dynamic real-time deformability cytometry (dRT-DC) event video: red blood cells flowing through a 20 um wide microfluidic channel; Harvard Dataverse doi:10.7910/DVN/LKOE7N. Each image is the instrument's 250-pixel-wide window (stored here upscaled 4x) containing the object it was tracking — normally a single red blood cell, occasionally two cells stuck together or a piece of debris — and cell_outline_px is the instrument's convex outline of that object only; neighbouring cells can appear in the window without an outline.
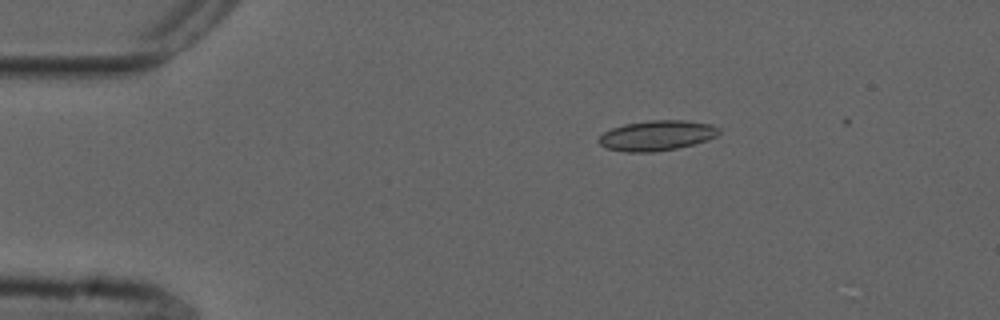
{"species": "common noctule bat (a hibernating species)", "species_latin": "Nyctalus noctula", "temperature_condition": "cold", "stored_images_in_passage": 14, "camera_frame_rate_fps": 3000, "um_per_image_px": 0.085, "animal": {"sex": "male", "forearm_length_mm": 52.5}, "frame": {"image": 1, "passage_image": 3, "time_ms": 0.667, "image_size_px": [1000, 320], "cell_outline_px": [[720, 132], [716, 136], [708, 140], [676, 148], [652, 152], [624, 152], [604, 148], [596, 140], [604, 132], [612, 128], [624, 124], [648, 120], [684, 120], [712, 124], [720, 128]], "centroid_in_image_um": [55.81, 11.51], "position_along_channel_um": 29.2, "area_um2": 21.27}}
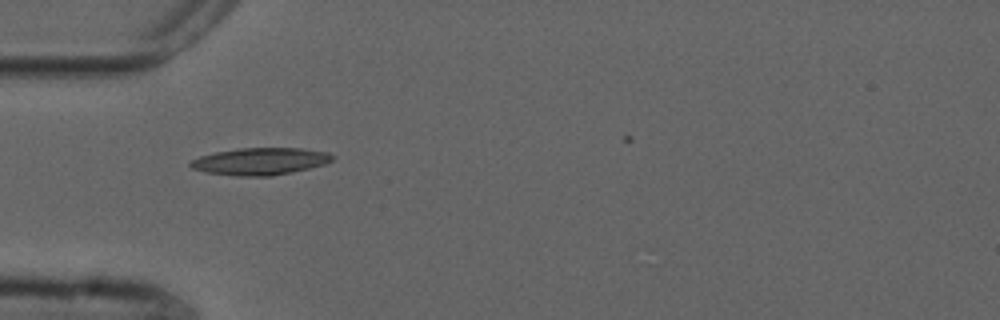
{"frame": {"image": 2, "passage_image": 10, "time_ms": 3.0, "image_size_px": [1000, 320], "cell_outline_px": [[336, 156], [328, 164], [292, 172], [272, 176], [236, 176], [204, 172], [192, 168], [188, 164], [192, 160], [200, 156], [216, 152], [240, 148], [304, 148], [328, 152]], "centroid_in_image_um": [22.17, 13.71], "position_along_channel_um": 62.8, "area_um2": 22.66}}
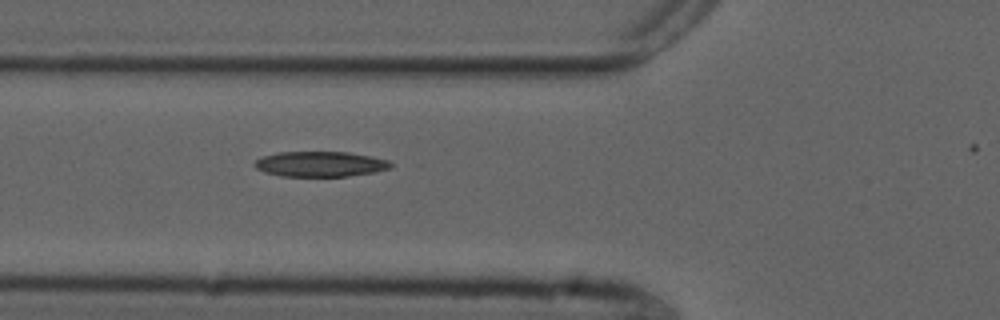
{"frame": {"image": 3, "passage_image": 13, "time_ms": 4.0, "image_size_px": [1000, 320], "cell_outline_px": [[392, 168], [376, 172], [348, 176], [280, 176], [264, 172], [256, 168], [252, 164], [260, 156], [280, 152], [348, 152], [372, 156], [388, 160], [392, 164]], "centroid_in_image_um": [27.22, 13.94], "position_along_channel_um": 98.6, "area_um2": 20.23}}